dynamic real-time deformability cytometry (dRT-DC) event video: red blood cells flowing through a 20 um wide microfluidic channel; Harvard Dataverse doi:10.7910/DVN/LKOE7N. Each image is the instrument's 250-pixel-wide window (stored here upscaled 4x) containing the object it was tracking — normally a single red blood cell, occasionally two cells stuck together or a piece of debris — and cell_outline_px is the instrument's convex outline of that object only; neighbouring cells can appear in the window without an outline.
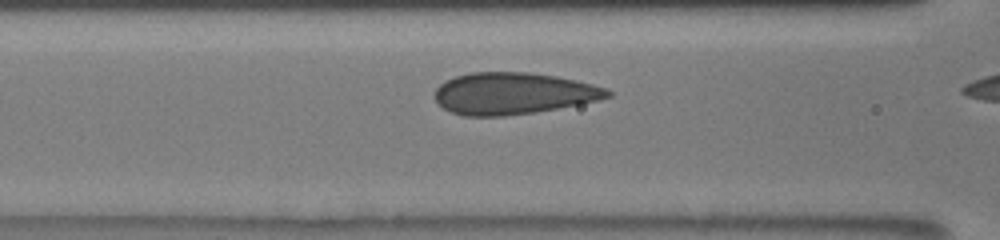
{"species": "human", "species_latin": "Homo sapiens", "temperature_condition": "room temperature", "stored_images_in_passage": 6, "camera_frame_rate_fps": 3000, "um_per_image_px": 0.085, "donor": {"sex": "male"}, "frame": {"image": 1, "passage_image": 4, "time_ms": 1.333, "image_size_px": [1000, 240], "cell_outline_px": [[612, 96], [600, 100], [580, 104], [536, 112], [504, 116], [464, 116], [452, 112], [444, 108], [436, 100], [436, 88], [440, 84], [456, 76], [472, 72], [528, 72], [556, 76], [576, 80], [608, 88], [612, 92]], "centroid_in_image_um": [43.68, 7.94], "position_along_channel_um": 122.9, "area_um2": 42.02}}